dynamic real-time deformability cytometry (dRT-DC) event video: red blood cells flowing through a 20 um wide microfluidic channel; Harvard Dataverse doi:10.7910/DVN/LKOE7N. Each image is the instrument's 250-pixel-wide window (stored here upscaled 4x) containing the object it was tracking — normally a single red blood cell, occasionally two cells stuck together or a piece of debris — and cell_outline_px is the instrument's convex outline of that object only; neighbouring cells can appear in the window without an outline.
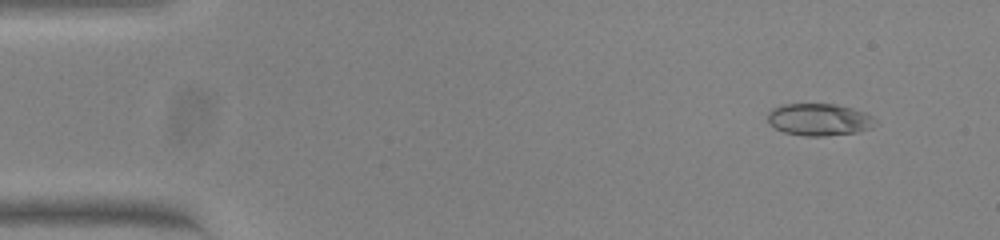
{"species": "common noctule bat (a hibernating species)", "species_latin": "Nyctalus noctula", "temperature_condition": "warm", "stored_images_in_passage": 54, "camera_frame_rate_fps": 3000, "um_per_image_px": 0.085, "animal": {"sex": "female", "body_mass_g": 23.0, "forearm_length_mm": 53.4}, "frame": {"image": 1, "passage_image": 5, "time_ms": 1.333, "image_size_px": [1000, 240], "cell_outline_px": [[876, 124], [872, 128], [860, 132], [824, 136], [804, 136], [784, 132], [768, 124], [768, 112], [772, 108], [784, 104], [836, 104], [852, 108], [864, 112], [872, 116], [876, 120]], "centroid_in_image_um": [69.64, 10.17], "position_along_channel_um": 15.4, "area_um2": 20.35}}
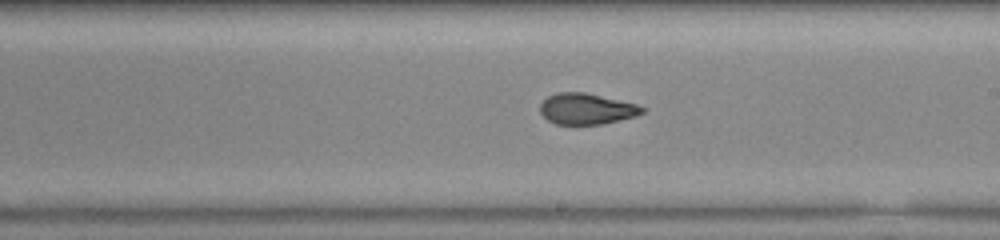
{"frame": {"image": 2, "passage_image": 31, "time_ms": 10.0, "image_size_px": [1000, 240], "cell_outline_px": [[648, 108], [644, 112], [636, 116], [600, 124], [556, 124], [548, 120], [540, 112], [540, 104], [548, 96], [556, 92], [584, 92], [636, 104]], "centroid_in_image_um": [49.86, 9.25], "position_along_channel_um": 239.1, "area_um2": 18.32}}
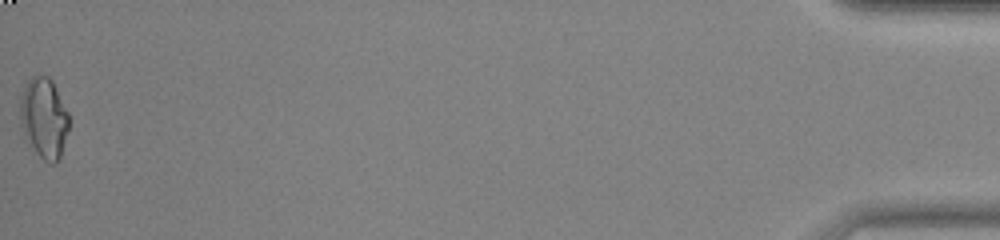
{"frame": {"image": 3, "passage_image": 54, "time_ms": 17.667, "image_size_px": [1000, 240], "cell_outline_px": [[68, 128], [60, 160], [52, 164], [44, 160], [24, 140], [20, 120], [20, 100], [24, 88], [28, 80], [32, 76], [48, 76], [52, 80], [68, 112]], "centroid_in_image_um": [3.72, 10.05], "position_along_channel_um": 431.5, "area_um2": 22.95}, "authors_computed_cell_mechanics": {"area_um2": 19.5942, "velocity_mm_per_s": 3.8355, "shape_relaxation_time_tau1_ms": null, "shape_relaxation_time_tau2_ms": 1.5034, "deformation_change_tau1": null, "deformation_change_tau2": 0.0667}}